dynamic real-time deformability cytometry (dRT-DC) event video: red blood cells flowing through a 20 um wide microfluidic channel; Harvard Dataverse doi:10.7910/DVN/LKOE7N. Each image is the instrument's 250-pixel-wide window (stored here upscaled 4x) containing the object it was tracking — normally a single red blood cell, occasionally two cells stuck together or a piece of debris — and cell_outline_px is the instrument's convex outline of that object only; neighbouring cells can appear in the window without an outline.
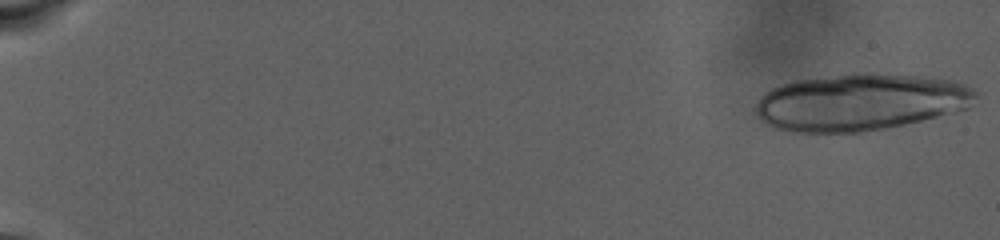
{"species": "human", "species_latin": "Homo sapiens", "temperature_condition": "warm", "stored_images_in_passage": 32, "camera_frame_rate_fps": 3000, "um_per_image_px": 0.085, "donor": {"sex": "male"}, "frame": {"image": 1, "passage_image": 1, "time_ms": 0.0, "image_size_px": [1000, 240], "cell_outline_px": [[976, 96], [968, 108], [904, 124], [864, 132], [788, 132], [772, 128], [756, 112], [756, 104], [760, 96], [772, 88], [796, 80], [856, 72], [924, 76], [956, 80], [972, 88], [976, 92]], "centroid_in_image_um": [73.12, 8.67], "position_along_channel_um": 11.9, "area_um2": 72.83}}